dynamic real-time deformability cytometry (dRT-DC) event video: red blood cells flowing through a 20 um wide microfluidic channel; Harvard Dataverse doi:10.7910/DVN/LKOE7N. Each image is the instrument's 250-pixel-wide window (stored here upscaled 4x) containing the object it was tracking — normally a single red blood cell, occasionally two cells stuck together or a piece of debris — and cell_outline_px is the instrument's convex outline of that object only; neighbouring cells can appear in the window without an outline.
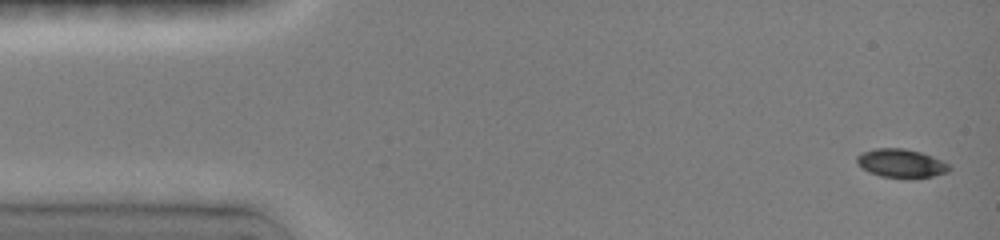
{"species": "common noctule bat (a hibernating species)", "species_latin": "Nyctalus noctula", "temperature_condition": "room temperature", "stored_images_in_passage": 4, "camera_frame_rate_fps": 3000, "um_per_image_px": 0.085, "animal": {"sex": "female", "body_mass_g": 19.0, "forearm_length_mm": 51.5}, "frame": {"image": 1, "passage_image": 1, "time_ms": 0.0, "image_size_px": [1000, 240], "cell_outline_px": [[952, 168], [948, 172], [932, 176], [908, 180], [880, 176], [868, 172], [856, 164], [856, 156], [860, 152], [876, 148], [904, 148], [920, 152], [932, 156], [948, 164]], "centroid_in_image_um": [76.56, 13.9], "position_along_channel_um": 8.4, "area_um2": 15.84}}
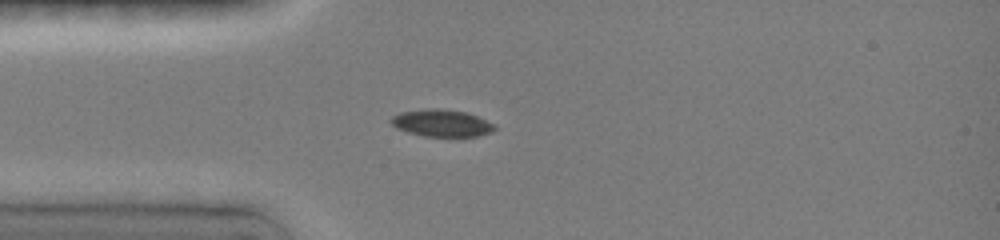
{"frame": {"image": 2, "passage_image": 4, "time_ms": 3.667, "image_size_px": [1000, 240], "cell_outline_px": [[496, 128], [492, 132], [476, 136], [424, 136], [408, 132], [396, 128], [388, 120], [392, 116], [400, 112], [424, 108], [440, 108], [464, 112], [476, 116], [496, 124]], "centroid_in_image_um": [37.51, 10.45], "position_along_channel_um": 47.5, "area_um2": 16.42}}